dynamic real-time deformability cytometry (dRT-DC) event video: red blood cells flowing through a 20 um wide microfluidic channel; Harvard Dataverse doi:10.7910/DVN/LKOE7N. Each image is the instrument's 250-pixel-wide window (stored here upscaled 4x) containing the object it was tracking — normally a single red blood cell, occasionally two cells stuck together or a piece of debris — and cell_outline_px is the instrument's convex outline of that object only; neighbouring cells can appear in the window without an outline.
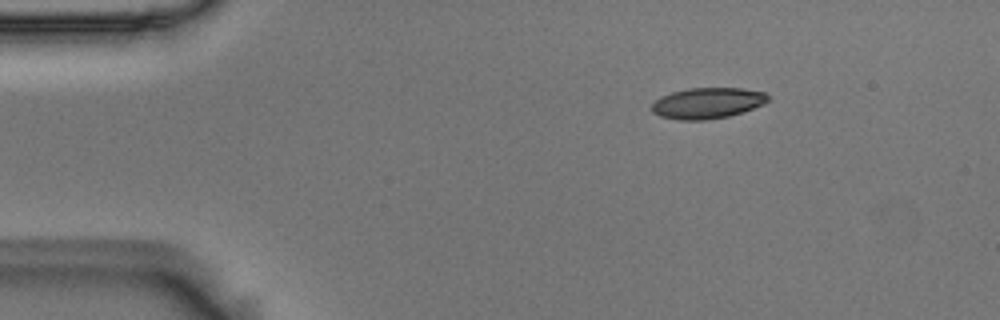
{"species": "Egyptian fruit bat (a non-hibernating species)", "species_latin": "Rousettus aegyptiacus", "temperature_condition": "room temperature", "stored_images_in_passage": 3, "camera_frame_rate_fps": 3000, "um_per_image_px": 0.085, "animal": {"sex": "male"}, "frame": {"image": 1, "passage_image": 1, "time_ms": 0.0, "image_size_px": [1000, 320], "cell_outline_px": [[768, 100], [764, 104], [728, 116], [704, 120], [680, 120], [660, 116], [652, 112], [652, 104], [660, 96], [672, 92], [688, 88], [744, 88], [764, 92], [768, 96]], "centroid_in_image_um": [60.11, 8.75], "position_along_channel_um": 24.9, "area_um2": 20.81}}